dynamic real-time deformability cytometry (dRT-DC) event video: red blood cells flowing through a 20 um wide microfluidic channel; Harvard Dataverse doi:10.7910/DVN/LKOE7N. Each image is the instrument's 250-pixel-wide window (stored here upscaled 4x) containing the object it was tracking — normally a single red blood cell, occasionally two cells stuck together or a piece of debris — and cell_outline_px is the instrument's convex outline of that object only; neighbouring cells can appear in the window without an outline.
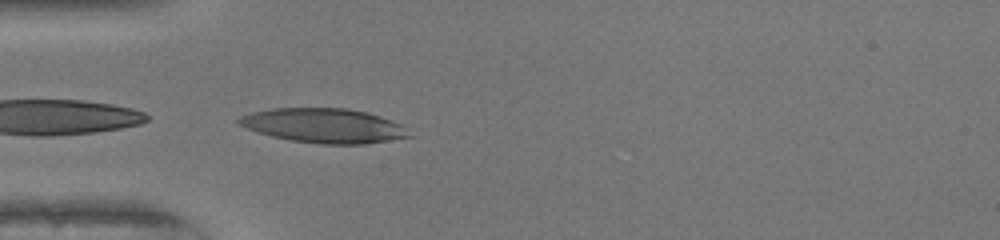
{"species": "human", "species_latin": "Homo sapiens", "temperature_condition": "warm", "stored_images_in_passage": 36, "camera_frame_rate_fps": 3000, "um_per_image_px": 0.085, "donor": {"sex": "female"}, "frame": {"image": 1, "passage_image": 1, "time_ms": 0.0, "image_size_px": [1000, 240], "cell_outline_px": [[416, 136], [364, 144], [324, 144], [292, 140], [272, 136], [236, 124], [236, 120], [240, 116], [252, 112], [272, 108], [348, 108], [380, 116], [392, 120], [400, 124]], "centroid_in_image_um": [27.56, 10.67], "position_along_channel_um": 57.4, "area_um2": 34.1}}
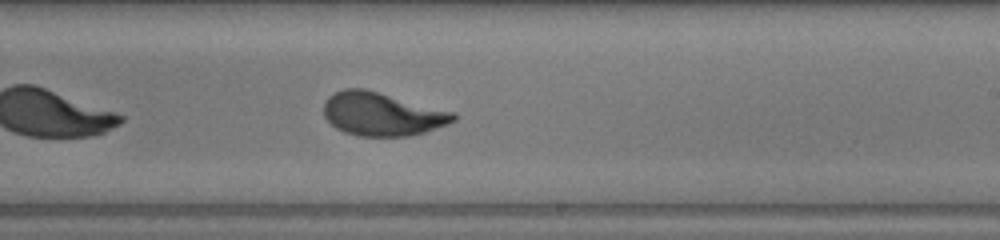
{"frame": {"image": 2, "passage_image": 16, "time_ms": 5.0, "image_size_px": [1000, 240], "cell_outline_px": [[456, 120], [448, 124], [424, 132], [408, 136], [360, 136], [344, 132], [336, 128], [324, 116], [324, 100], [328, 96], [344, 88], [364, 88], [456, 112]], "centroid_in_image_um": [32.48, 9.69], "position_along_channel_um": 256.5, "area_um2": 32.83}}
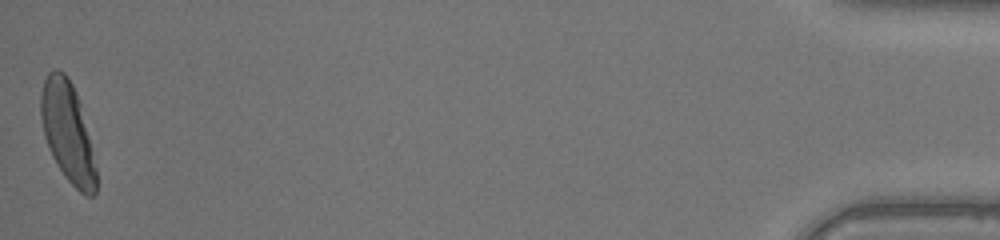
{"frame": {"image": 3, "passage_image": 36, "time_ms": 11.667, "image_size_px": [1000, 240], "cell_outline_px": [[96, 192], [92, 196], [84, 196], [68, 180], [56, 164], [52, 156], [44, 136], [40, 116], [40, 96], [44, 80], [48, 72], [56, 68], [64, 72], [68, 76], [76, 92], [80, 104], [96, 168]], "centroid_in_image_um": [5.72, 11.21], "position_along_channel_um": 429.5, "area_um2": 31.91}, "authors_computed_cell_mechanics": {"area_um2": 32.657, "velocity_mm_per_s": 4.0871, "shape_relaxation_time_tau1_ms": 3.4924, "shape_relaxation_time_tau2_ms": null, "deformation_change_tau1": 0.2136, "deformation_change_tau2": null}}